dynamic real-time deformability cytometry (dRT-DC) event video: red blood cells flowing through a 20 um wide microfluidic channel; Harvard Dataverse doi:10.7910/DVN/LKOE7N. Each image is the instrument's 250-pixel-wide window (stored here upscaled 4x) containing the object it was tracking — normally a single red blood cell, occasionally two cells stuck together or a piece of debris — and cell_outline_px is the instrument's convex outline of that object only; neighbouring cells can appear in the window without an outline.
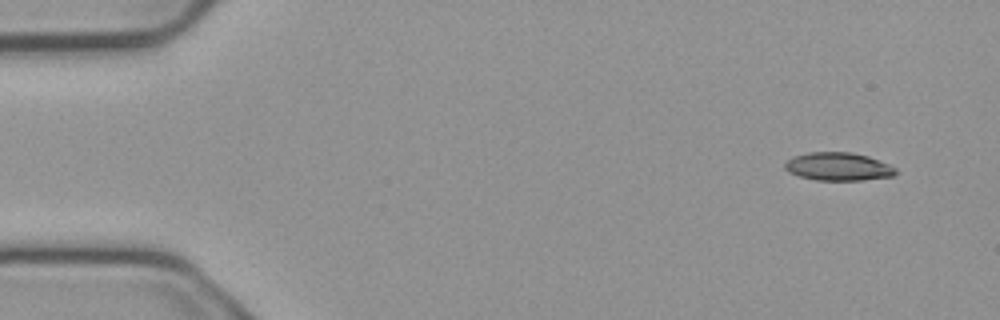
{"species": "common noctule bat (a hibernating species)", "species_latin": "Nyctalus noctula", "temperature_condition": "cold", "stored_images_in_passage": 4, "camera_frame_rate_fps": 3000, "um_per_image_px": 0.085, "animal": {"sex": "male", "body_mass_g": 23.1, "forearm_length_mm": 52.7}, "frame": {"image": 1, "passage_image": 1, "time_ms": 0.0, "image_size_px": [1000, 320], "cell_outline_px": [[896, 172], [892, 176], [860, 180], [816, 180], [800, 176], [788, 172], [784, 168], [784, 164], [792, 156], [808, 152], [852, 152], [868, 156], [888, 164], [896, 168]], "centroid_in_image_um": [71.21, 14.15], "position_along_channel_um": 13.8, "area_um2": 18.09}}